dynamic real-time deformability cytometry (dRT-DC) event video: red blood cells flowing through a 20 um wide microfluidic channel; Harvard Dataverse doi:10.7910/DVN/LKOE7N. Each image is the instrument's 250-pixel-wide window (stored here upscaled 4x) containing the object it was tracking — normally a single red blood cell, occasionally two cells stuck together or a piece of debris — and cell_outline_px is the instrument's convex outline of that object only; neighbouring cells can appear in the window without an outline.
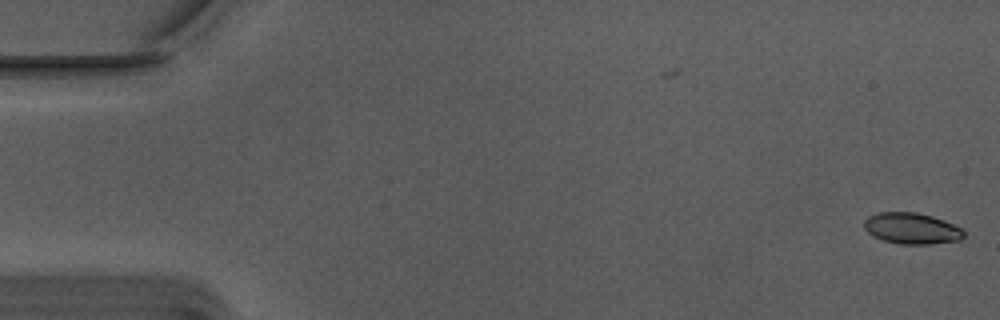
{"species": "Egyptian fruit bat (a non-hibernating species)", "species_latin": "Rousettus aegyptiacus", "temperature_condition": "warm", "stored_images_in_passage": 2, "camera_frame_rate_fps": 3000, "um_per_image_px": 0.085, "animal": {"sex": "male"}, "frame": {"image": 1, "passage_image": 2, "time_ms": 0.333, "image_size_px": [1000, 320], "cell_outline_px": [[964, 236], [960, 240], [928, 244], [900, 244], [884, 240], [872, 236], [864, 228], [864, 220], [868, 216], [876, 212], [916, 212], [932, 216], [944, 220], [964, 228]], "centroid_in_image_um": [77.5, 19.4], "position_along_channel_um": 7.5, "area_um2": 18.26}}